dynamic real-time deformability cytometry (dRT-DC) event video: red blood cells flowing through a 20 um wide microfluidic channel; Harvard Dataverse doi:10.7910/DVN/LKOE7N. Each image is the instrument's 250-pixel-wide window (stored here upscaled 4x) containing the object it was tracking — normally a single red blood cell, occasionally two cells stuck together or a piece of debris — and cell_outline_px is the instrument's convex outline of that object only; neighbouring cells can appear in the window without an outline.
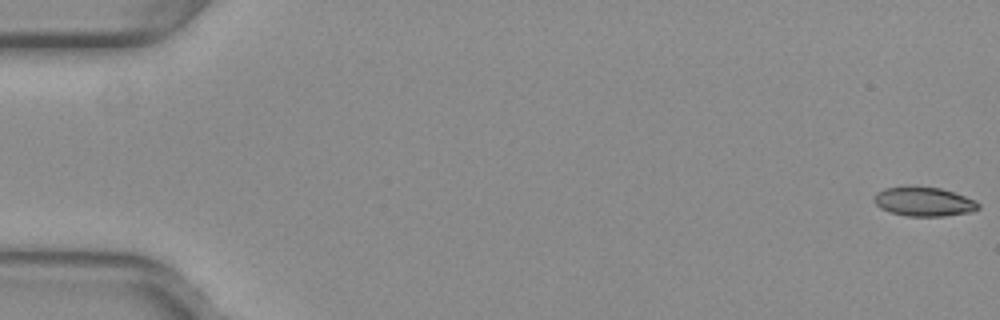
{"species": "common noctule bat (a hibernating species)", "species_latin": "Nyctalus noctula", "temperature_condition": "warm", "stored_images_in_passage": 54, "camera_frame_rate_fps": 3000, "um_per_image_px": 0.085, "animal": {"sex": "female", "body_mass_g": 29.2, "forearm_length_mm": 56.3}, "frame": {"image": 1, "passage_image": 1, "time_ms": 0.0, "image_size_px": [1000, 320], "cell_outline_px": [[980, 208], [972, 212], [944, 216], [908, 216], [892, 212], [880, 208], [872, 200], [876, 192], [884, 188], [940, 188], [976, 200], [980, 204]], "centroid_in_image_um": [78.55, 17.17], "position_along_channel_um": 6.4, "area_um2": 17.34}}
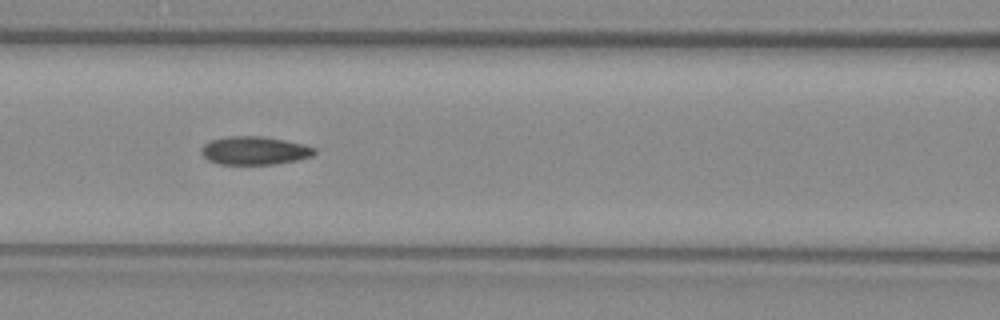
{"frame": {"image": 2, "passage_image": 24, "time_ms": 7.667, "image_size_px": [1000, 320], "cell_outline_px": [[316, 152], [312, 156], [296, 160], [276, 164], [220, 164], [208, 160], [200, 152], [200, 148], [204, 144], [212, 140], [228, 136], [260, 136], [284, 140], [304, 144], [316, 148]], "centroid_in_image_um": [21.63, 12.8], "position_along_channel_um": 145.0, "area_um2": 18.61}}
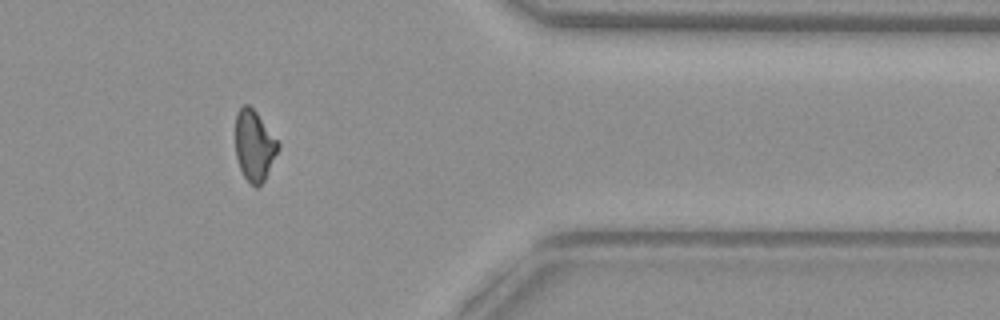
{"frame": {"image": 3, "passage_image": 44, "time_ms": 14.333, "image_size_px": [1000, 320], "cell_outline_px": [[280, 148], [264, 180], [256, 188], [244, 176], [240, 168], [236, 156], [236, 112], [244, 104], [248, 104], [256, 112], [280, 144]], "centroid_in_image_um": [21.62, 12.37], "position_along_channel_um": 389.8, "area_um2": 17.34}}